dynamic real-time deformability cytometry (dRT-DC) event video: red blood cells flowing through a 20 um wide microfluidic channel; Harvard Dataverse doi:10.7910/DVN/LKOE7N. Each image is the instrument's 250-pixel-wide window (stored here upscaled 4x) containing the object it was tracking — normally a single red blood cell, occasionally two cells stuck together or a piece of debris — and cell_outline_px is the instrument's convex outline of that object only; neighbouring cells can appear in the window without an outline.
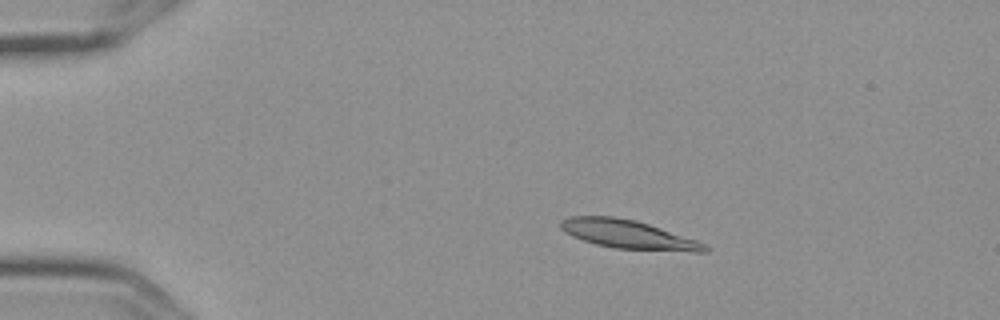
{"species": "Egyptian fruit bat (a non-hibernating species)", "species_latin": "Rousettus aegyptiacus", "temperature_condition": "cold", "stored_images_in_passage": 7, "camera_frame_rate_fps": 3000, "um_per_image_px": 0.085, "frame": {"image": 1, "passage_image": 3, "time_ms": 0.667, "image_size_px": [1000, 320], "cell_outline_px": [[708, 252], [692, 252], [612, 248], [596, 244], [572, 236], [564, 232], [560, 228], [560, 220], [568, 216], [616, 216], [636, 220], [696, 240], [704, 244], [708, 248]], "centroid_in_image_um": [53.35, 19.92], "position_along_channel_um": 31.6, "area_um2": 24.04}}
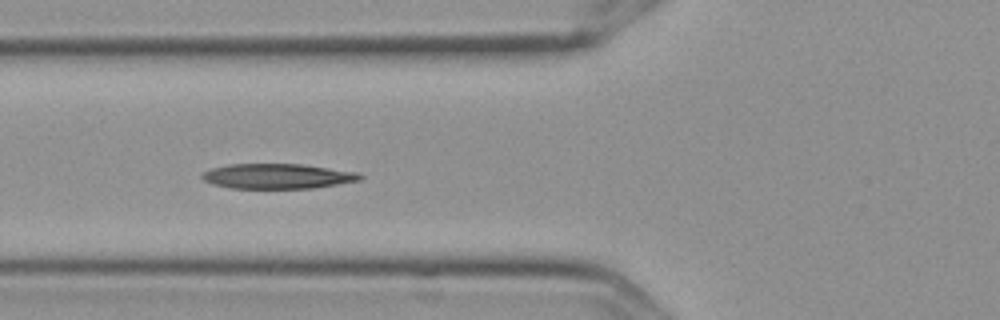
{"frame": {"image": 2, "passage_image": 6, "time_ms": 1.667, "image_size_px": [1000, 320], "cell_outline_px": [[364, 176], [360, 180], [312, 188], [228, 188], [212, 184], [204, 180], [200, 176], [204, 172], [212, 168], [228, 164], [300, 164], [356, 172]], "centroid_in_image_um": [23.54, 14.98], "position_along_channel_um": 102.3, "area_um2": 22.83}}
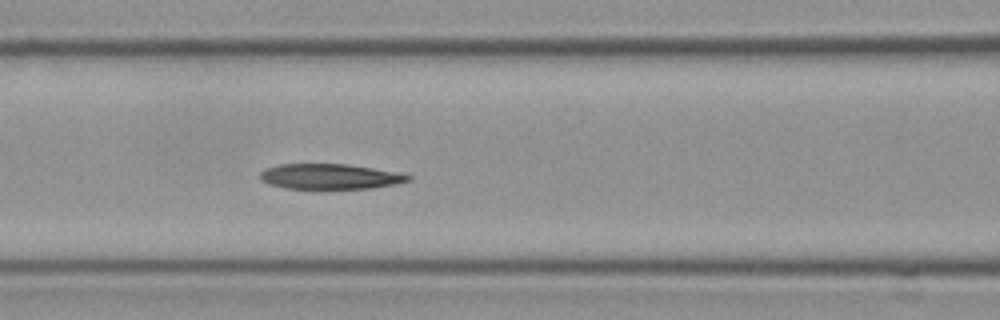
{"frame": {"image": 3, "passage_image": 7, "time_ms": 2.0, "image_size_px": [1000, 320], "cell_outline_px": [[412, 180], [396, 184], [372, 188], [324, 192], [284, 188], [268, 184], [260, 180], [260, 172], [264, 168], [280, 164], [348, 164], [372, 168], [412, 176]], "centroid_in_image_um": [27.98, 15.06], "position_along_channel_um": 138.6, "area_um2": 22.95}}